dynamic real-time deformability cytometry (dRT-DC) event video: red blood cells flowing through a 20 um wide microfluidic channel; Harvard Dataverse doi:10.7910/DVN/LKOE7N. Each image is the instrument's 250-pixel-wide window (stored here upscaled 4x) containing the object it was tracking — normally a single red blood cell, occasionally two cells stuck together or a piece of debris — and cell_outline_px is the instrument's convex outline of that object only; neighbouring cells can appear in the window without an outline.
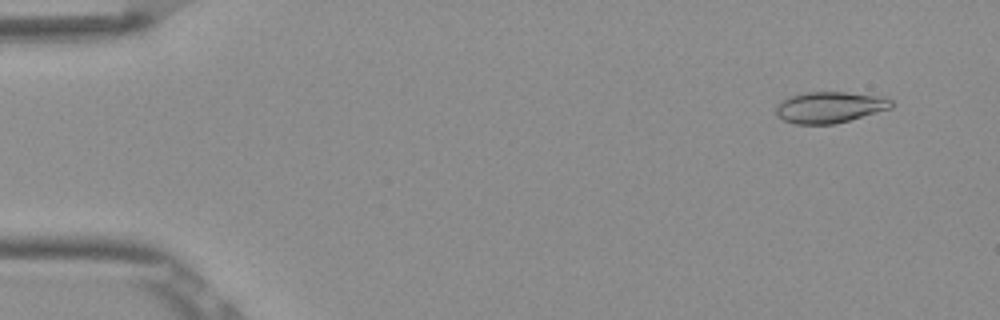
{"species": "Egyptian fruit bat (a non-hibernating species)", "species_latin": "Rousettus aegyptiacus", "temperature_condition": "room temperature", "stored_images_in_passage": 52, "camera_frame_rate_fps": 3000, "um_per_image_px": 0.085, "frame": {"image": 1, "passage_image": 4, "time_ms": 1.0, "image_size_px": [1000, 320], "cell_outline_px": [[892, 108], [836, 124], [796, 124], [784, 120], [776, 116], [776, 104], [780, 100], [788, 96], [808, 92], [844, 92], [880, 96], [892, 100]], "centroid_in_image_um": [70.49, 9.12], "position_along_channel_um": 14.5, "area_um2": 21.1}}
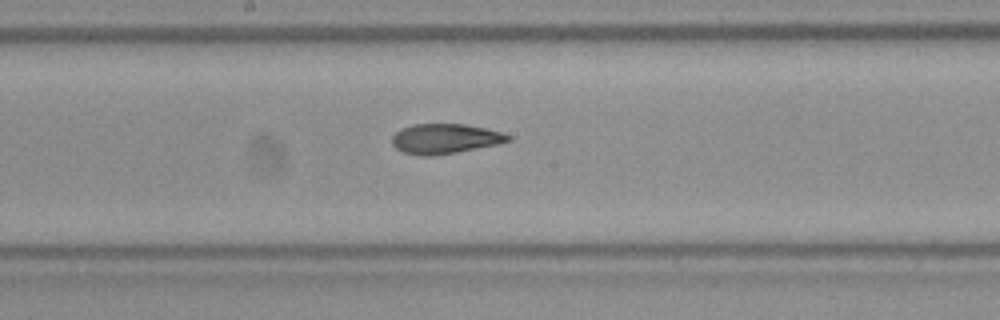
{"frame": {"image": 2, "passage_image": 28, "time_ms": 9.0, "image_size_px": [1000, 320], "cell_outline_px": [[512, 140], [500, 144], [456, 152], [432, 156], [420, 156], [404, 152], [396, 148], [392, 144], [392, 136], [400, 128], [412, 124], [464, 124], [488, 128], [504, 132], [512, 136]], "centroid_in_image_um": [37.87, 11.78], "position_along_channel_um": 210.3, "area_um2": 20.52}}
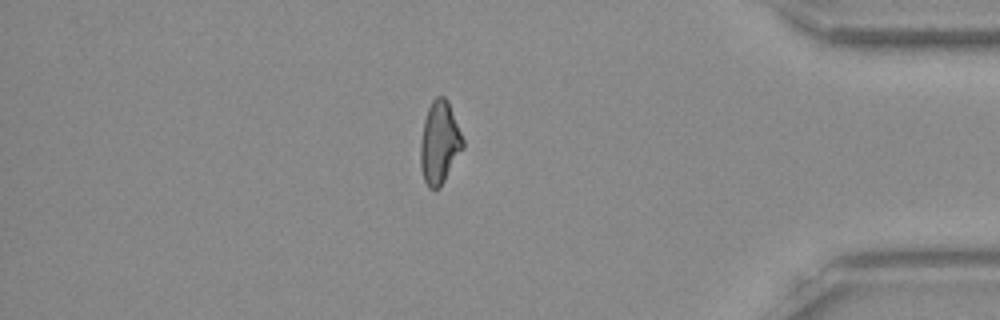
{"frame": {"image": 3, "passage_image": 45, "time_ms": 14.667, "image_size_px": [1000, 320], "cell_outline_px": [[464, 148], [440, 188], [428, 188], [424, 180], [420, 168], [420, 140], [424, 120], [428, 108], [432, 100], [436, 96], [444, 96], [448, 100], [464, 140]], "centroid_in_image_um": [37.36, 12.13], "position_along_channel_um": 397.8, "area_um2": 20.63}, "authors_computed_cell_mechanics": {"area_um2": 20.6346, "velocity_mm_per_s": 3.8814, "shape_relaxation_time_tau1_ms": null, "shape_relaxation_time_tau2_ms": 2.6814, "deformation_change_tau1": null, "deformation_change_tau2": 0.0788}}